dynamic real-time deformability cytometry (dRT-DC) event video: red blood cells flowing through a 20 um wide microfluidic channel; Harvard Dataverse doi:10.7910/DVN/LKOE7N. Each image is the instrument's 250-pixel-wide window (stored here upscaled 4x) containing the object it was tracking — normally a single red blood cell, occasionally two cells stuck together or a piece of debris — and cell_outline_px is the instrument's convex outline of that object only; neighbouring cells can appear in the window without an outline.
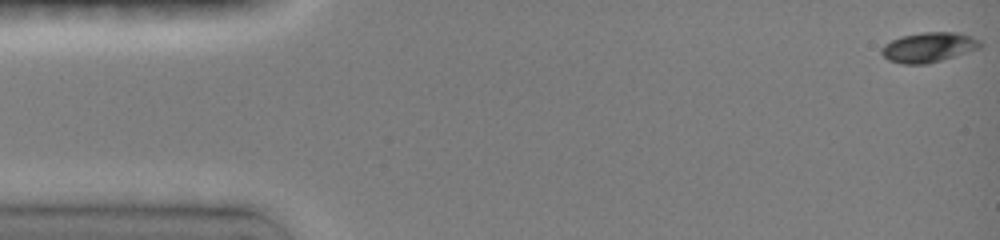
{"species": "common noctule bat (a hibernating species)", "species_latin": "Nyctalus noctula", "temperature_condition": "room temperature", "stored_images_in_passage": 41, "camera_frame_rate_fps": 3000, "um_per_image_px": 0.085, "animal": {"sex": "female", "body_mass_g": 19.0, "forearm_length_mm": 51.5}, "frame": {"image": 1, "passage_image": 1, "time_ms": 0.0, "image_size_px": [1000, 240], "cell_outline_px": [[984, 44], [980, 48], [928, 64], [904, 64], [888, 60], [880, 52], [880, 48], [884, 44], [900, 36], [924, 32], [956, 32], [972, 36], [980, 40]], "centroid_in_image_um": [78.94, 4.01], "position_along_channel_um": 6.1, "area_um2": 17.28}}
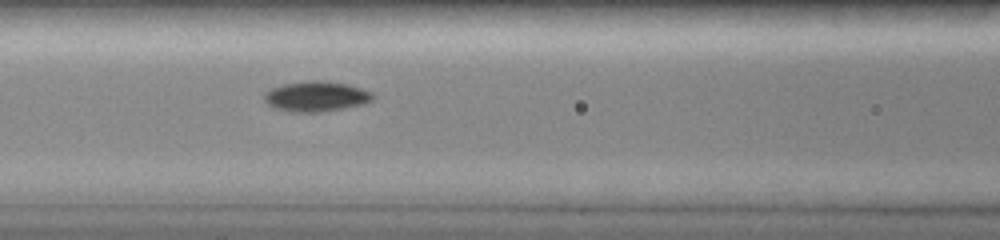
{"frame": {"image": 2, "passage_image": 16, "time_ms": 6.333, "image_size_px": [1000, 240], "cell_outline_px": [[376, 96], [372, 100], [364, 104], [344, 108], [320, 112], [292, 112], [276, 108], [268, 104], [264, 100], [264, 92], [272, 88], [284, 84], [308, 80], [324, 80], [348, 84], [372, 92]], "centroid_in_image_um": [26.89, 8.19], "position_along_channel_um": 139.7, "area_um2": 19.25}}
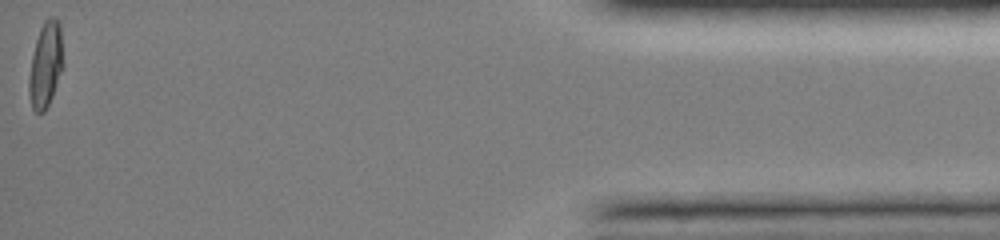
{"frame": {"image": 3, "passage_image": 41, "time_ms": 15.333, "image_size_px": [1000, 240], "cell_outline_px": [[64, 68], [52, 96], [44, 112], [36, 112], [32, 108], [28, 92], [28, 76], [32, 56], [36, 40], [40, 28], [44, 20], [48, 16], [56, 16], [60, 24], [64, 64]], "centroid_in_image_um": [3.89, 5.47], "position_along_channel_um": 431.3, "area_um2": 17.4}, "authors_computed_cell_mechanics": {"area_um2": 17.2822, "velocity_mm_per_s": 4.1191, "shape_relaxation_time_tau1_ms": 2.548, "shape_relaxation_time_tau2_ms": 2.3115, "deformation_change_tau1": 0.1522, "deformation_change_tau2": 0.0392}}